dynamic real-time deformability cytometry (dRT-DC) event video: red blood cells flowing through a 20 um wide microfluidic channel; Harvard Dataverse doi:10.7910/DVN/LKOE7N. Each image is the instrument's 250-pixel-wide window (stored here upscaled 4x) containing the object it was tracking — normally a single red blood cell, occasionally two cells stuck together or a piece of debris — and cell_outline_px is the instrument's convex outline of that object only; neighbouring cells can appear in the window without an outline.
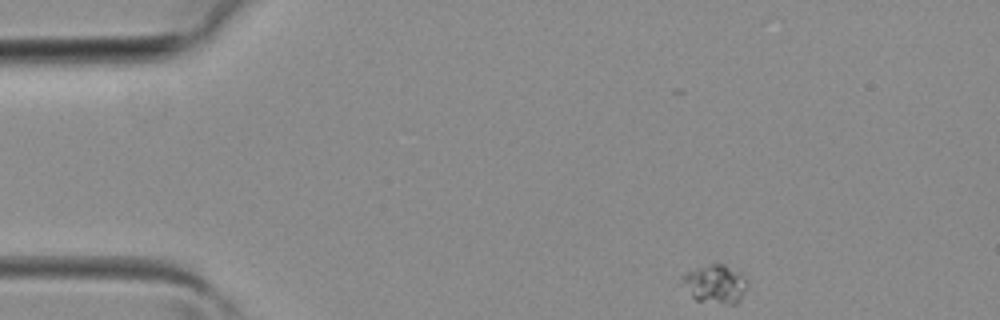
{"species": "common noctule bat (a hibernating species)", "species_latin": "Nyctalus noctula", "temperature_condition": "room temperature", "stored_images_in_passage": 37, "camera_frame_rate_fps": 3000, "um_per_image_px": 0.085, "animal": {"sex": "female", "body_mass_g": 19.3, "forearm_length_mm": 54.1}, "frame": {"image": 1, "passage_image": 1, "time_ms": 0.0, "image_size_px": [1000, 320], "cell_outline_px": [[748, 284], [740, 300], [736, 304], [724, 304], [696, 300], [692, 296], [680, 276], [684, 272], [708, 264], [724, 264], [740, 272], [748, 280]], "centroid_in_image_um": [60.83, 24.13], "position_along_channel_um": 24.2, "area_um2": 14.62}}
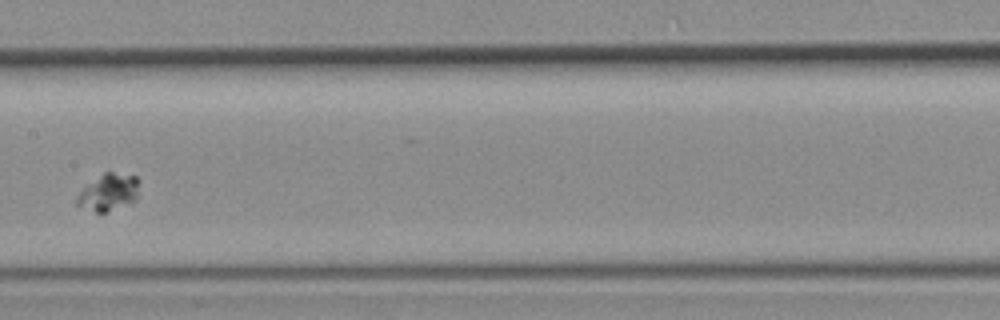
{"frame": {"image": 2, "passage_image": 16, "time_ms": 5.0, "image_size_px": [1000, 320], "cell_outline_px": [[140, 180], [136, 200], [128, 204], [104, 212], [96, 212], [76, 204], [76, 196], [88, 184], [104, 172], [112, 172], [136, 176]], "centroid_in_image_um": [9.26, 16.33], "position_along_channel_um": 198.1, "area_um2": 13.24}}
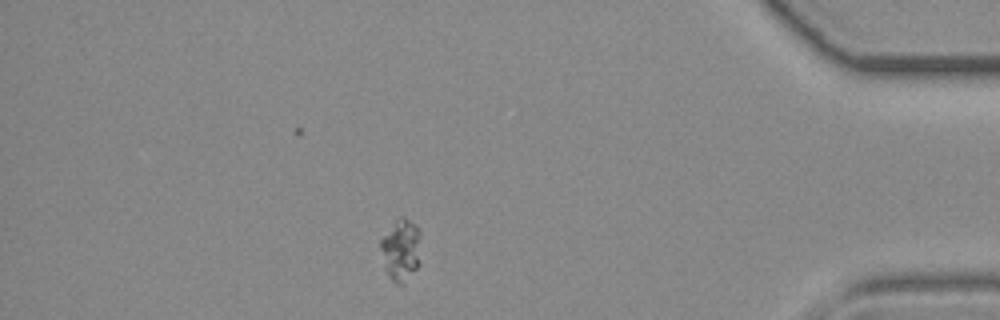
{"frame": {"image": 3, "passage_image": 31, "time_ms": 10.0, "image_size_px": [1000, 320], "cell_outline_px": [[420, 264], [404, 284], [396, 284], [392, 280], [384, 268], [380, 248], [380, 240], [396, 220], [400, 216], [404, 216], [416, 224], [420, 228]], "centroid_in_image_um": [34.1, 21.24], "position_along_channel_um": 401.1, "area_um2": 14.8}}